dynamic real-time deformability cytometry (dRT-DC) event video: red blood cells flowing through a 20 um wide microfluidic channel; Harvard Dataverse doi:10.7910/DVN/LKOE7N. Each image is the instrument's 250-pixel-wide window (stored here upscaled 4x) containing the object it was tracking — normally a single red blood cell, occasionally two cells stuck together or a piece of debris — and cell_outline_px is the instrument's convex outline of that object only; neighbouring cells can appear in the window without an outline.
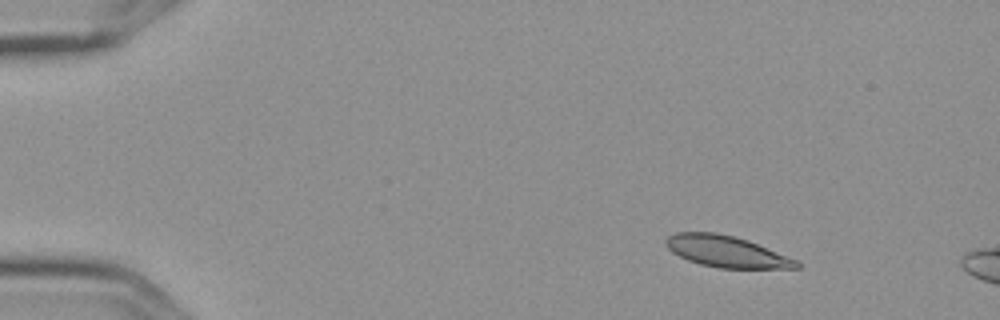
{"species": "Egyptian fruit bat (a non-hibernating species)", "species_latin": "Rousettus aegyptiacus", "temperature_condition": "cold", "stored_images_in_passage": 6, "camera_frame_rate_fps": 3000, "um_per_image_px": 0.085, "frame": {"image": 1, "passage_image": 2, "time_ms": 0.333, "image_size_px": [1000, 320], "cell_outline_px": [[800, 268], [720, 268], [700, 264], [688, 260], [672, 252], [664, 244], [664, 240], [668, 236], [676, 232], [716, 232], [748, 240], [796, 260], [800, 264]], "centroid_in_image_um": [61.7, 21.37], "position_along_channel_um": 23.3, "area_um2": 23.7}}
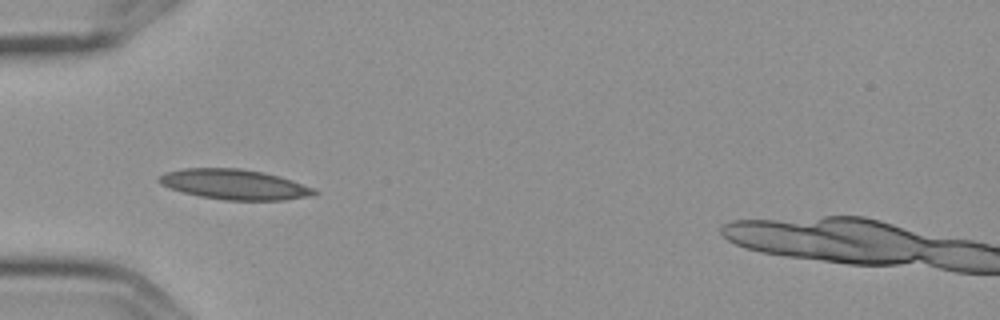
{"frame": {"image": 2, "passage_image": 5, "time_ms": 1.333, "image_size_px": [1000, 320], "cell_outline_px": [[320, 192], [312, 196], [284, 200], [224, 200], [200, 196], [168, 188], [160, 184], [156, 180], [156, 176], [164, 172], [184, 168], [240, 168], [264, 172], [280, 176], [316, 188]], "centroid_in_image_um": [19.93, 15.67], "position_along_channel_um": 65.1, "area_um2": 27.69}}
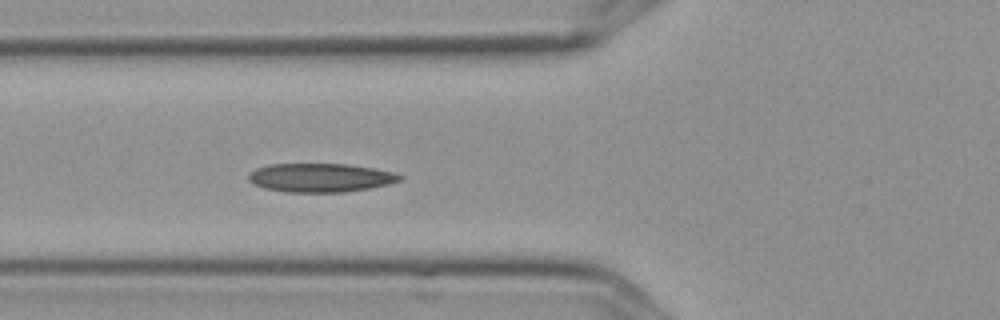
{"frame": {"image": 3, "passage_image": 6, "time_ms": 1.667, "image_size_px": [1000, 320], "cell_outline_px": [[404, 176], [400, 180], [388, 184], [368, 188], [344, 192], [284, 192], [264, 188], [252, 184], [248, 180], [248, 172], [256, 168], [268, 164], [348, 164], [396, 172]], "centroid_in_image_um": [27.19, 15.1], "position_along_channel_um": 98.6, "area_um2": 25.49}}